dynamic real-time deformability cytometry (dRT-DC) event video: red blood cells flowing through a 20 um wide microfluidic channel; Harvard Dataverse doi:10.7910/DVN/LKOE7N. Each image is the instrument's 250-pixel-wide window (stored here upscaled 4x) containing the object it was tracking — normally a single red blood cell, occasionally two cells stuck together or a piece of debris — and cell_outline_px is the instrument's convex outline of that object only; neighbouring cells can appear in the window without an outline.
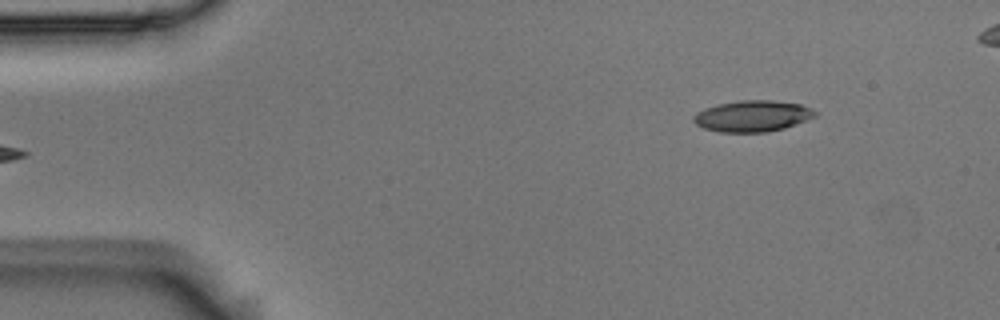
{"species": "Egyptian fruit bat (a non-hibernating species)", "species_latin": "Rousettus aegyptiacus", "temperature_condition": "room temperature", "stored_images_in_passage": 4, "camera_frame_rate_fps": 3000, "um_per_image_px": 0.085, "animal": {"sex": "male"}, "frame": {"image": 1, "passage_image": 4, "time_ms": 1.0, "image_size_px": [1000, 320], "cell_outline_px": [[820, 112], [816, 116], [796, 124], [784, 128], [764, 132], [720, 132], [704, 128], [696, 124], [692, 120], [692, 116], [696, 112], [704, 108], [716, 104], [740, 100], [772, 100], [800, 104], [812, 108]], "centroid_in_image_um": [63.96, 9.85], "position_along_channel_um": 21.0, "area_um2": 22.31}}